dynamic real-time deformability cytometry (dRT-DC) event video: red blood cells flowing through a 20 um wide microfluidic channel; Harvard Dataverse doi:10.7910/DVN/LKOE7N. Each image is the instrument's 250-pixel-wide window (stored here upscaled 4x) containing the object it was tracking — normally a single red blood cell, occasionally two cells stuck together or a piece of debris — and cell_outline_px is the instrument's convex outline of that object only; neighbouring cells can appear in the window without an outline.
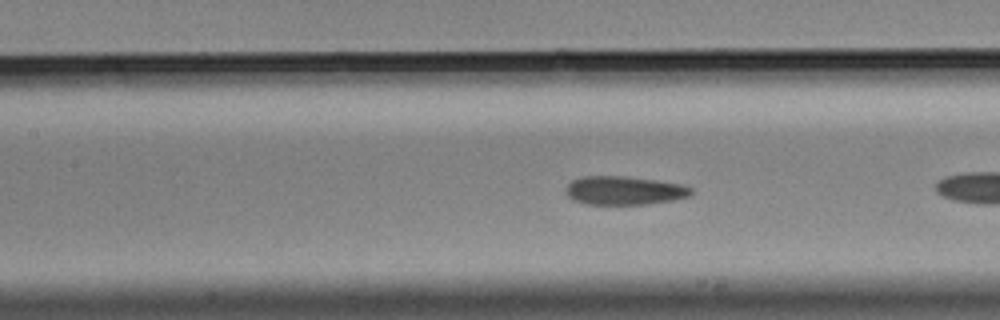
{"species": "Egyptian fruit bat (a non-hibernating species)", "species_latin": "Rousettus aegyptiacus", "temperature_condition": "cold", "stored_images_in_passage": 29, "camera_frame_rate_fps": 3000, "um_per_image_px": 0.085, "animal": {"sex": "male"}, "frame": {"image": 1, "passage_image": 9, "time_ms": 2.667, "image_size_px": [1000, 320], "cell_outline_px": [[692, 192], [688, 196], [672, 200], [648, 204], [588, 204], [572, 200], [568, 196], [564, 188], [572, 180], [584, 176], [624, 176], [656, 180], [684, 184], [692, 188]], "centroid_in_image_um": [53.05, 16.19], "position_along_channel_um": 154.4, "area_um2": 20.92}}
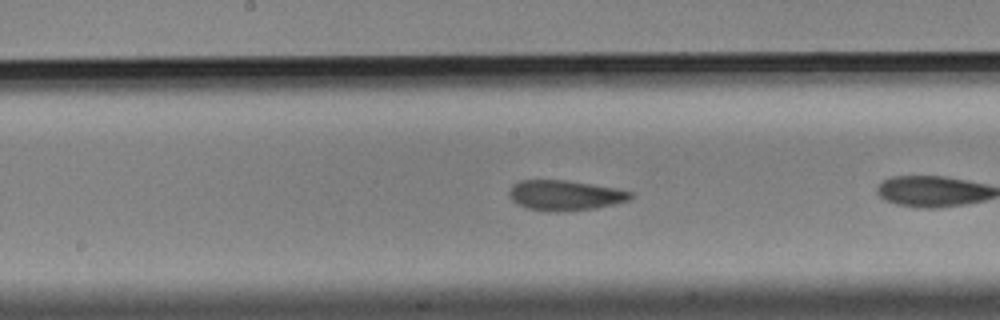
{"frame": {"image": 2, "passage_image": 13, "time_ms": 4.0, "image_size_px": [1000, 320], "cell_outline_px": [[636, 192], [628, 200], [616, 204], [596, 208], [556, 212], [548, 212], [524, 208], [516, 204], [508, 196], [508, 192], [512, 184], [520, 180], [568, 180], [616, 188]], "centroid_in_image_um": [48.0, 16.61], "position_along_channel_um": 200.2, "area_um2": 21.79}}